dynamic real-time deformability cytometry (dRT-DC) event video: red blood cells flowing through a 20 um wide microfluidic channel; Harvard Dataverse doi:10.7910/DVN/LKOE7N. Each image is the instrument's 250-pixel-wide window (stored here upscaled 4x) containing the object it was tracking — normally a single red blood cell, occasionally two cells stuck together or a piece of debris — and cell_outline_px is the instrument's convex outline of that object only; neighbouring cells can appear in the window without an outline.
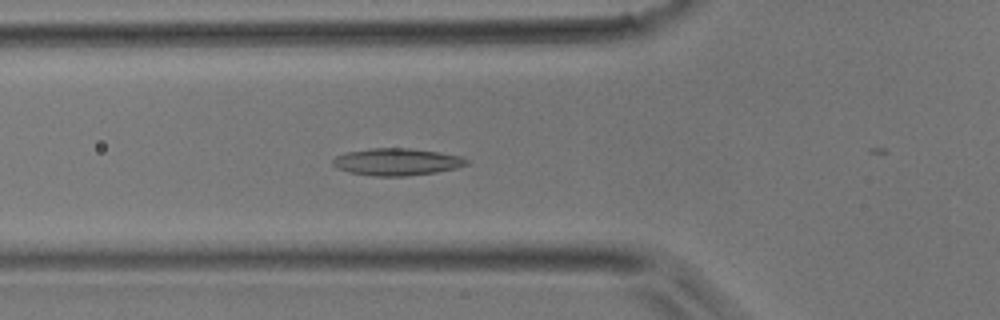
{"species": "common noctule bat (a hibernating species)", "species_latin": "Nyctalus noctula", "temperature_condition": "room temperature", "stored_images_in_passage": 32, "camera_frame_rate_fps": 3000, "um_per_image_px": 0.085, "animal": {"sex": "male", "body_mass_g": 17.9}, "frame": {"image": 1, "passage_image": 15, "time_ms": 4.667, "image_size_px": [1000, 320], "cell_outline_px": [[468, 164], [456, 168], [436, 172], [404, 176], [372, 176], [348, 172], [336, 168], [332, 164], [332, 160], [336, 156], [348, 152], [368, 148], [408, 148], [440, 152], [460, 156], [468, 160]], "centroid_in_image_um": [33.7, 13.76], "position_along_channel_um": 92.1, "area_um2": 21.15}}
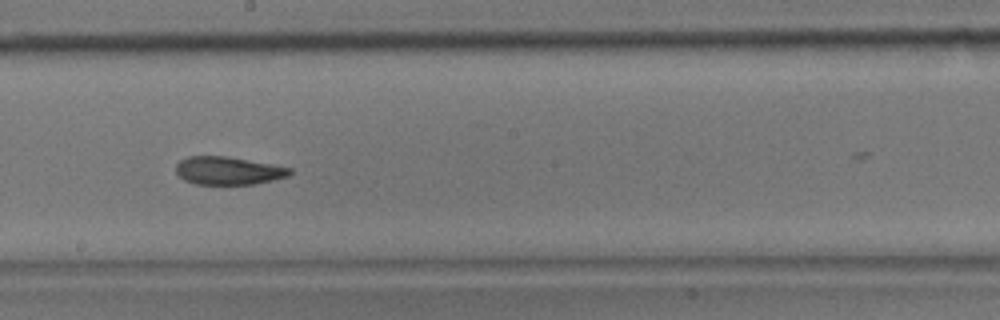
{"frame": {"image": 2, "passage_image": 24, "time_ms": 7.667, "image_size_px": [1000, 320], "cell_outline_px": [[292, 172], [288, 176], [256, 184], [196, 184], [184, 180], [176, 172], [176, 164], [180, 160], [188, 156], [228, 156], [292, 168]], "centroid_in_image_um": [19.39, 14.5], "position_along_channel_um": 228.8, "area_um2": 18.55}}
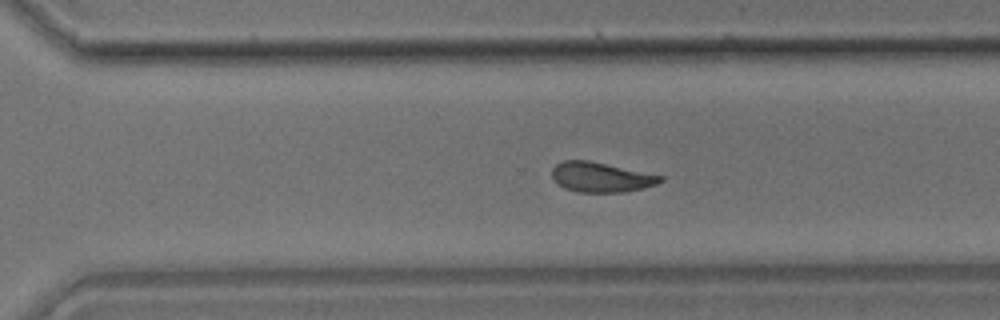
{"frame": {"image": 3, "passage_image": 30, "time_ms": 9.667, "image_size_px": [1000, 320], "cell_outline_px": [[664, 180], [656, 184], [644, 188], [624, 192], [576, 192], [564, 188], [556, 184], [552, 180], [552, 168], [556, 164], [564, 160], [588, 160], [664, 176]], "centroid_in_image_um": [51.05, 15.06], "position_along_channel_um": 319.6, "area_um2": 19.02}}